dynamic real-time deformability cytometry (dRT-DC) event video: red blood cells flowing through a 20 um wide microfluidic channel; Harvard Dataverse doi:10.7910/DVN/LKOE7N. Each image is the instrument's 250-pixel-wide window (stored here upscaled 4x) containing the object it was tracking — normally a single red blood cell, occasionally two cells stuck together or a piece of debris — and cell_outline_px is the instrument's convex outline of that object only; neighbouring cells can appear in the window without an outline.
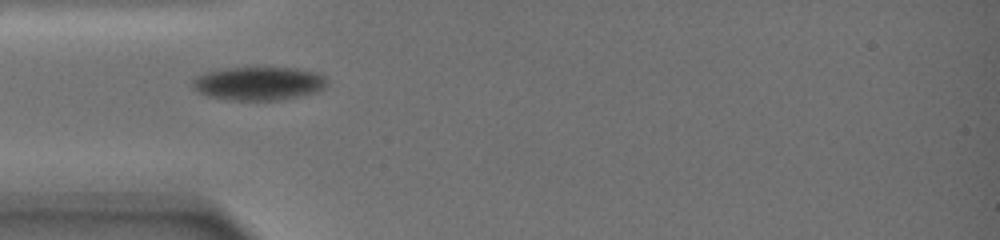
{"species": "common noctule bat (a hibernating species)", "species_latin": "Nyctalus noctula", "temperature_condition": "warm", "stored_images_in_passage": 12, "camera_frame_rate_fps": 3000, "um_per_image_px": 0.085, "animal": {"sex": "female", "body_mass_g": 19.0, "forearm_length_mm": 51.5}, "frame": {"image": 1, "passage_image": 1, "time_ms": 0.0, "image_size_px": [1000, 240], "cell_outline_px": [[328, 84], [324, 88], [316, 92], [280, 100], [228, 100], [208, 96], [192, 88], [192, 80], [196, 76], [204, 72], [228, 68], [296, 68], [320, 72], [328, 80]], "centroid_in_image_um": [22.01, 7.09], "position_along_channel_um": 63.0, "area_um2": 26.41}}
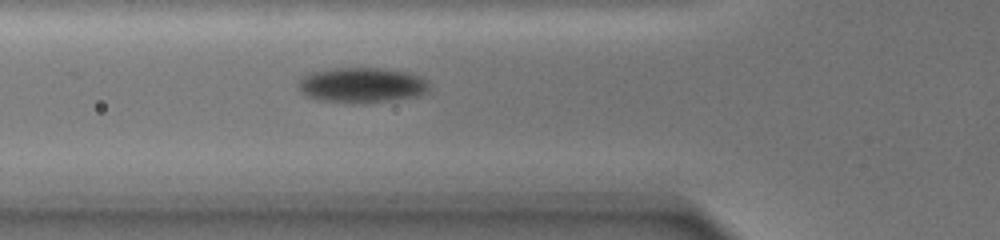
{"frame": {"image": 2, "passage_image": 8, "time_ms": 1.0, "image_size_px": [1000, 240], "cell_outline_px": [[428, 92], [416, 96], [396, 100], [364, 104], [320, 100], [304, 96], [300, 92], [296, 84], [296, 80], [312, 72], [328, 68], [384, 68], [408, 72], [420, 76], [428, 80]], "centroid_in_image_um": [30.73, 7.24], "position_along_channel_um": 95.1, "area_um2": 27.46}}